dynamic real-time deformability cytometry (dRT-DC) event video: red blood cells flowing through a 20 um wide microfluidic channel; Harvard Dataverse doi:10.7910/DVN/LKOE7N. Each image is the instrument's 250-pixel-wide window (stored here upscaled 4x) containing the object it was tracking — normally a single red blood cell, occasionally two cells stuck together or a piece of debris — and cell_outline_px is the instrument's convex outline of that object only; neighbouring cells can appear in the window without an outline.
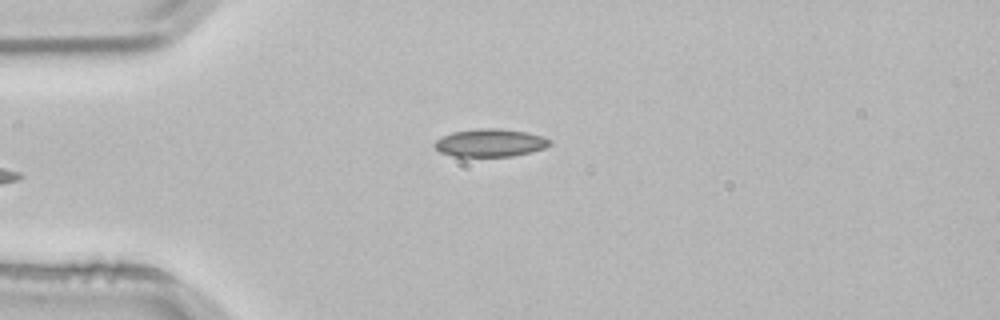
{"species": "common noctule bat (a hibernating species)", "species_latin": "Nyctalus noctula", "temperature_condition": "room temperature", "stored_images_in_passage": 4, "camera_frame_rate_fps": 3000, "um_per_image_px": 0.085, "animal": {"sex": "male", "body_mass_g": 21.5, "forearm_length_mm": 52.0}, "frame": {"image": 1, "passage_image": 4, "time_ms": 1.0, "image_size_px": [1000, 320], "cell_outline_px": [[552, 144], [544, 148], [532, 152], [512, 156], [452, 156], [440, 152], [436, 148], [436, 140], [452, 132], [476, 128], [500, 128], [524, 132], [544, 136], [552, 140]], "centroid_in_image_um": [41.71, 12.13], "position_along_channel_um": 43.3, "area_um2": 18.67}}